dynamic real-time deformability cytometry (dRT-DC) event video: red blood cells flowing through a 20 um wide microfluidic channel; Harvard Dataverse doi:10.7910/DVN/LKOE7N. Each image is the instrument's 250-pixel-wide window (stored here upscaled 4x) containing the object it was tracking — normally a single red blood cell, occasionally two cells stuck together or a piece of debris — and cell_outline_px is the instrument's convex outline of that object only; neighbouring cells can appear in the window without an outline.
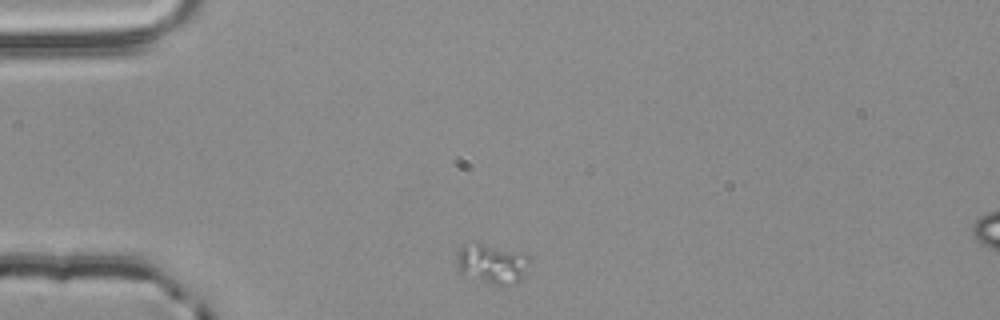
{"species": "common noctule bat (a hibernating species)", "species_latin": "Nyctalus noctula", "temperature_condition": "room temperature", "stored_images_in_passage": 2, "camera_frame_rate_fps": 3000, "um_per_image_px": 0.085, "animal": {"sex": "male", "body_mass_g": 20.4}, "frame": {"image": 1, "passage_image": 1, "time_ms": 0.0, "image_size_px": [1000, 320], "cell_outline_px": [[532, 260], [516, 284], [496, 284], [460, 276], [456, 272], [456, 256], [460, 244], [484, 244], [524, 252], [532, 256]], "centroid_in_image_um": [41.77, 22.4], "position_along_channel_um": 43.2, "area_um2": 17.34}}